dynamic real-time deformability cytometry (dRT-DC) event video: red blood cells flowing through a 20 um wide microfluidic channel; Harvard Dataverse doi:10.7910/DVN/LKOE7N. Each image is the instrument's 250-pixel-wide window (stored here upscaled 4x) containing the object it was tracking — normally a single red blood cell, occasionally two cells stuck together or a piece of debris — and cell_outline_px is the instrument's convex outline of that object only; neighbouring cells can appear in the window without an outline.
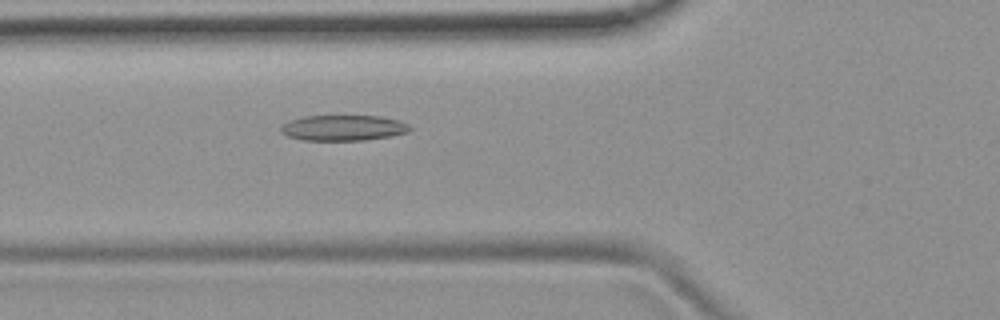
{"species": "common noctule bat (a hibernating species)", "species_latin": "Nyctalus noctula", "temperature_condition": "room temperature", "stored_images_in_passage": 53, "camera_frame_rate_fps": 3000, "um_per_image_px": 0.085, "animal": {"sex": "female", "body_mass_g": 19.9}, "frame": {"image": 1, "passage_image": 19, "time_ms": 6.0, "image_size_px": [1000, 320], "cell_outline_px": [[412, 128], [408, 132], [392, 136], [364, 140], [300, 140], [288, 136], [280, 132], [280, 128], [284, 124], [292, 120], [304, 116], [380, 116], [396, 120], [408, 124]], "centroid_in_image_um": [29.18, 10.87], "position_along_channel_um": 96.6, "area_um2": 19.13}}
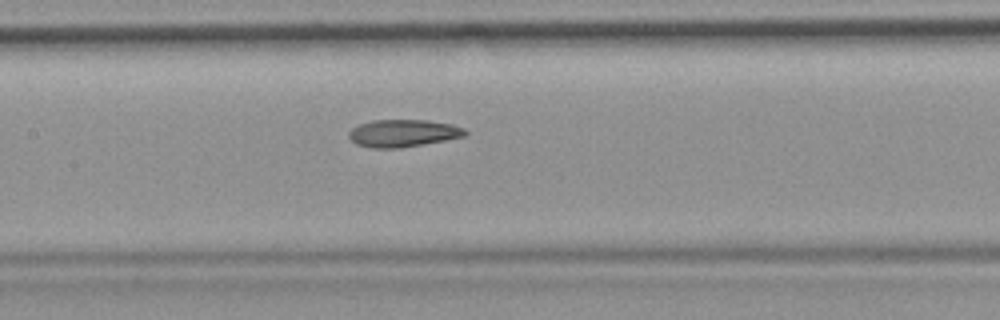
{"frame": {"image": 2, "passage_image": 25, "time_ms": 8.0, "image_size_px": [1000, 320], "cell_outline_px": [[468, 132], [464, 136], [444, 140], [400, 148], [372, 148], [356, 144], [348, 136], [348, 132], [352, 128], [360, 124], [372, 120], [428, 120], [452, 124], [464, 128]], "centroid_in_image_um": [34.25, 11.31], "position_along_channel_um": 173.2, "area_um2": 18.5}}
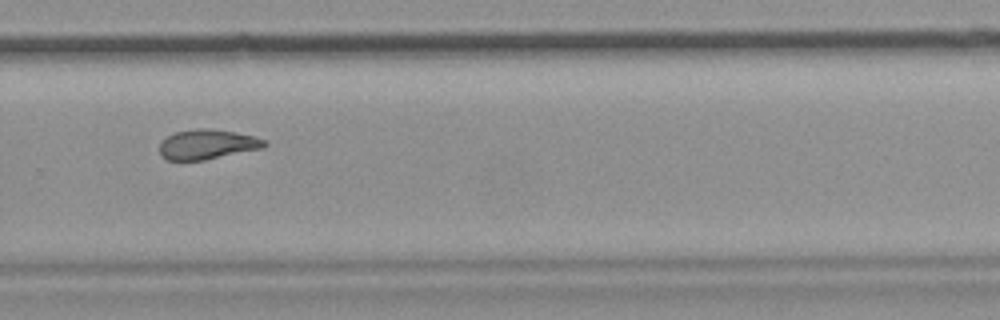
{"frame": {"image": 3, "passage_image": 36, "time_ms": 11.667, "image_size_px": [1000, 320], "cell_outline_px": [[268, 144], [264, 148], [204, 160], [168, 160], [160, 156], [160, 144], [168, 136], [176, 132], [196, 128], [208, 128], [236, 132], [256, 136], [268, 140]], "centroid_in_image_um": [17.68, 12.27], "position_along_channel_um": 312.1, "area_um2": 18.38}, "authors_computed_cell_mechanics": {"area_um2": 19.2474, "velocity_mm_per_s": 3.8046, "shape_relaxation_time_tau1_ms": null, "shape_relaxation_time_tau2_ms": 2.8206, "deformation_change_tau1": null, "deformation_change_tau2": 0.0965}}